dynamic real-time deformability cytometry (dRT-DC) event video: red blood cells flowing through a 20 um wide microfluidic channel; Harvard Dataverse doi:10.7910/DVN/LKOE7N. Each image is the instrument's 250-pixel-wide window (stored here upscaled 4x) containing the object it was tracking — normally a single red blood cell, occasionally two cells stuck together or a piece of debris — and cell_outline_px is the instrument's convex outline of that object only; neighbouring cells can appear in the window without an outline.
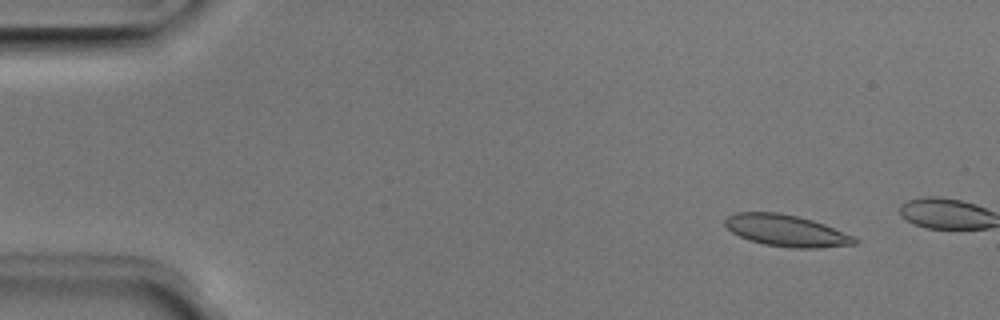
{"species": "Egyptian fruit bat (a non-hibernating species)", "species_latin": "Rousettus aegyptiacus", "temperature_condition": "room temperature", "stored_images_in_passage": 4, "camera_frame_rate_fps": 3000, "um_per_image_px": 0.085, "animal": {"sex": "male"}, "frame": {"image": 1, "passage_image": 2, "time_ms": 0.333, "image_size_px": [1000, 320], "cell_outline_px": [[860, 240], [856, 244], [820, 248], [792, 248], [764, 244], [748, 240], [732, 232], [724, 224], [724, 220], [728, 216], [736, 212], [780, 212], [812, 220], [824, 224], [856, 236]], "centroid_in_image_um": [66.87, 19.61], "position_along_channel_um": 18.1, "area_um2": 24.04}}